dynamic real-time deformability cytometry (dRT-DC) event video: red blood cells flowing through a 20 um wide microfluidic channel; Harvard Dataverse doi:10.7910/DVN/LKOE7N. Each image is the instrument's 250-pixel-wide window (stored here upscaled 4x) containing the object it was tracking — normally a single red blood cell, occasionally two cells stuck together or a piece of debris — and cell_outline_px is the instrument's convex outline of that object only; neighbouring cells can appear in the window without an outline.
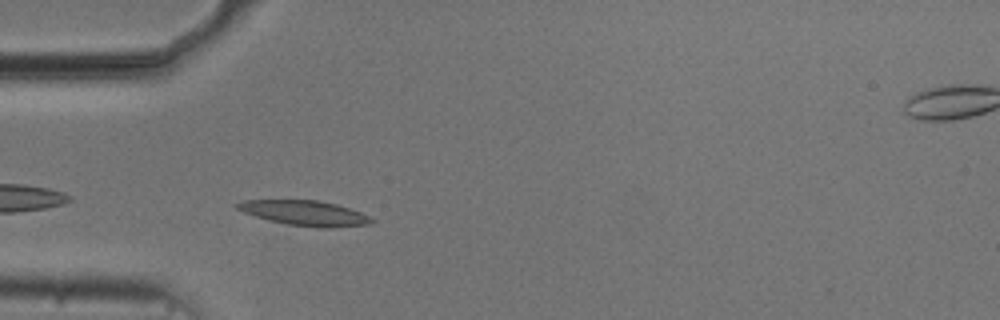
{"species": "common noctule bat (a hibernating species)", "species_latin": "Nyctalus noctula", "temperature_condition": "cold", "stored_images_in_passage": 40, "camera_frame_rate_fps": 3000, "um_per_image_px": 0.085, "animal": {"sex": "male", "body_mass_g": 20.5, "forearm_length_mm": 52.5}, "frame": {"image": 1, "passage_image": 2, "time_ms": 0.333, "image_size_px": [1000, 320], "cell_outline_px": [[376, 220], [372, 224], [328, 228], [316, 228], [288, 224], [256, 216], [244, 212], [236, 208], [232, 204], [244, 200], [320, 200], [336, 204], [360, 212]], "centroid_in_image_um": [25.93, 18.11], "position_along_channel_um": 59.1, "area_um2": 19.54}}
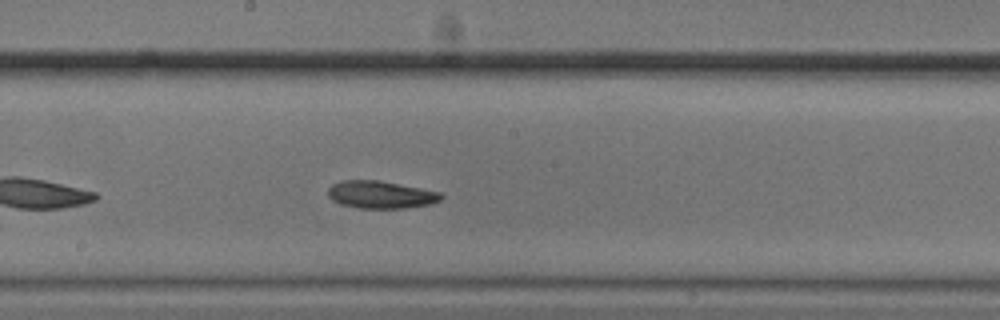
{"frame": {"image": 2, "passage_image": 15, "time_ms": 4.667, "image_size_px": [1000, 320], "cell_outline_px": [[444, 196], [440, 200], [432, 204], [404, 208], [356, 208], [340, 204], [332, 200], [328, 196], [328, 188], [332, 184], [340, 180], [376, 180], [420, 188], [440, 192]], "centroid_in_image_um": [32.33, 16.55], "position_along_channel_um": 215.9, "area_um2": 18.15}}
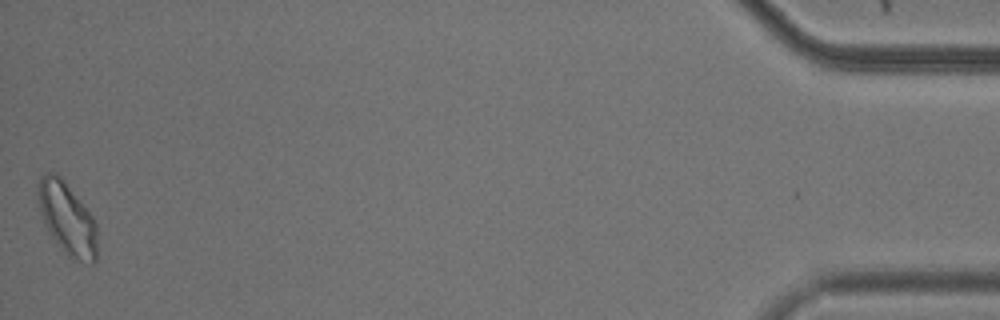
{"frame": {"image": 3, "passage_image": 40, "time_ms": 13.0, "image_size_px": [1000, 320], "cell_outline_px": [[96, 260], [92, 264], [72, 260], [68, 256], [48, 232], [40, 208], [36, 192], [36, 184], [40, 176], [44, 172], [56, 172], [60, 176], [92, 216], [96, 224]], "centroid_in_image_um": [5.68, 18.56], "position_along_channel_um": 429.5, "area_um2": 24.8}, "authors_computed_cell_mechanics": {"area_um2": 18.207, "velocity_mm_per_s": 3.6871, "shape_relaxation_time_tau1_ms": 4.0499, "shape_relaxation_time_tau2_ms": null, "deformation_change_tau1": 0.1186, "deformation_change_tau2": null}}